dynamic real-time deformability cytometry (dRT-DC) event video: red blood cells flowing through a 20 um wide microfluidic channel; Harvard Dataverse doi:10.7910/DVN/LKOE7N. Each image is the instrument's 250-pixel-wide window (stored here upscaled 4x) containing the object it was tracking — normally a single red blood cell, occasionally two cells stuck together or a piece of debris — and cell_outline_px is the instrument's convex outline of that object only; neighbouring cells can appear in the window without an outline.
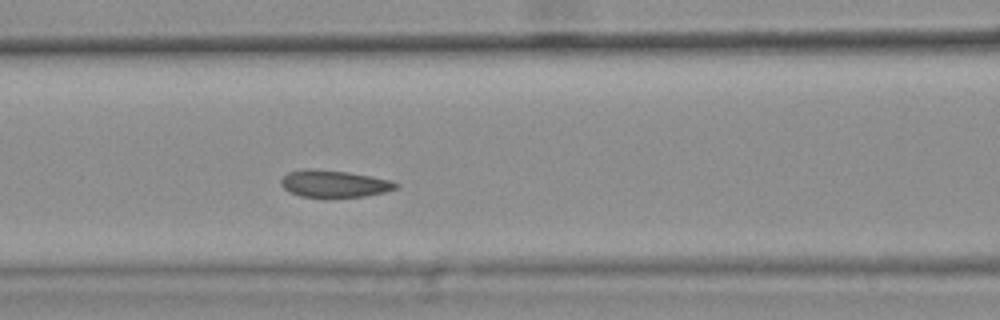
{"species": "common noctule bat (a hibernating species)", "species_latin": "Nyctalus noctula", "temperature_condition": "warm", "stored_images_in_passage": 40, "camera_frame_rate_fps": 3000, "um_per_image_px": 0.085, "animal": {"sex": "female", "body_mass_g": 25.1}, "frame": {"image": 1, "passage_image": 18, "time_ms": 5.667, "image_size_px": [1000, 320], "cell_outline_px": [[400, 184], [396, 188], [384, 192], [364, 196], [300, 196], [288, 192], [280, 184], [280, 180], [288, 172], [304, 168], [312, 168], [348, 172], [388, 180]], "centroid_in_image_um": [28.33, 15.6], "position_along_channel_um": 138.3, "area_um2": 17.8}, "authors_computed_cell_mechanics": {"area_um2": 18.6983, "velocity_mm_per_s": 3.6529, "shape_relaxation_time_tau1_ms": 2.5571, "shape_relaxation_time_tau2_ms": 1.808, "deformation_change_tau1": 0.088, "deformation_change_tau2": 0.0744}}